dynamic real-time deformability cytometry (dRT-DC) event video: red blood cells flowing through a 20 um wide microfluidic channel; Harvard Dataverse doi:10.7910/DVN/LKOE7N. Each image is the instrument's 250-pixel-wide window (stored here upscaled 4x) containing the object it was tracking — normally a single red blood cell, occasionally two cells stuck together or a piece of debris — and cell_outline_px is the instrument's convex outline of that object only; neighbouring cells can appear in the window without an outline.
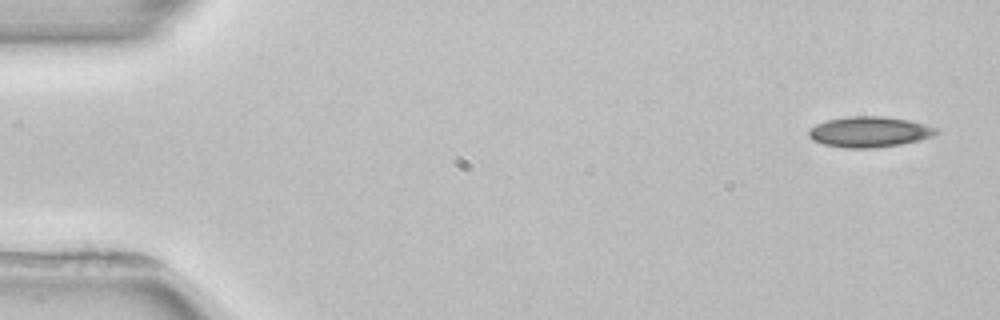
{"species": "common noctule bat (a hibernating species)", "species_latin": "Nyctalus noctula", "temperature_condition": "room temperature", "stored_images_in_passage": 4, "camera_frame_rate_fps": 3000, "um_per_image_px": 0.085, "animal": {"sex": "female", "body_mass_g": 22.7, "forearm_length_mm": 54.2}, "frame": {"image": 1, "passage_image": 1, "time_ms": 0.0, "image_size_px": [1000, 320], "cell_outline_px": [[940, 132], [932, 136], [920, 140], [900, 144], [872, 148], [844, 148], [824, 144], [812, 140], [808, 136], [808, 128], [816, 124], [828, 120], [848, 116], [884, 116], [908, 120], [940, 128]], "centroid_in_image_um": [73.9, 11.21], "position_along_channel_um": 11.1, "area_um2": 22.89}}
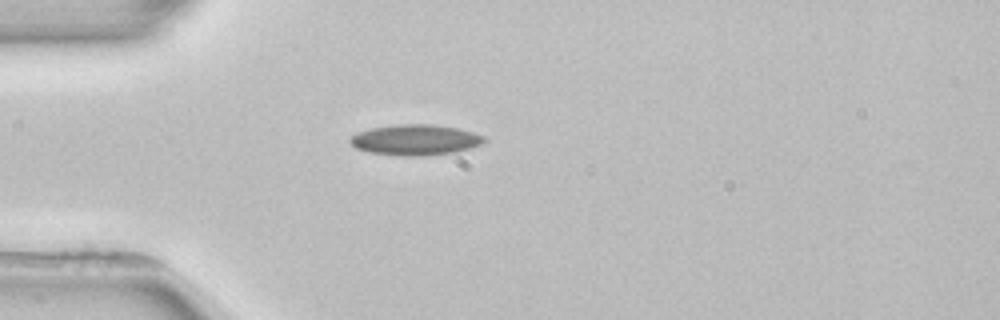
{"frame": {"image": 2, "passage_image": 4, "time_ms": 4.0, "image_size_px": [1000, 320], "cell_outline_px": [[488, 140], [472, 148], [456, 152], [424, 156], [404, 156], [372, 152], [356, 148], [348, 140], [356, 132], [372, 128], [400, 124], [432, 124], [456, 128], [472, 132], [484, 136]], "centroid_in_image_um": [35.33, 11.89], "position_along_channel_um": 49.7, "area_um2": 23.87}}